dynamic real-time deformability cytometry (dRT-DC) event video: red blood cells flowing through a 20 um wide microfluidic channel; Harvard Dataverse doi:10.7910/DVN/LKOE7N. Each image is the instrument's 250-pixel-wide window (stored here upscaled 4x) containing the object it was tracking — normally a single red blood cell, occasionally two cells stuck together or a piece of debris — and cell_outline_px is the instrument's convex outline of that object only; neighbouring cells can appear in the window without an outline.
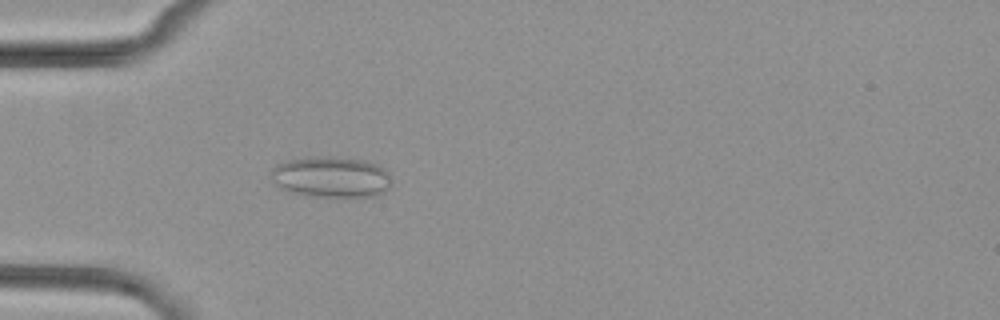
{"species": "common noctule bat (a hibernating species)", "species_latin": "Nyctalus noctula", "temperature_condition": "cold", "stored_images_in_passage": 54, "camera_frame_rate_fps": 3000, "um_per_image_px": 0.085, "animal": {"sex": "female", "body_mass_g": 29.2, "forearm_length_mm": 56.3}, "frame": {"image": 1, "passage_image": 17, "time_ms": 5.333, "image_size_px": [1000, 320], "cell_outline_px": [[392, 184], [384, 192], [376, 196], [308, 196], [292, 192], [280, 188], [272, 180], [272, 168], [276, 164], [288, 160], [304, 156], [332, 156], [364, 160], [376, 164], [384, 168], [388, 172]], "centroid_in_image_um": [28.15, 15.03], "position_along_channel_um": 56.9, "area_um2": 29.02}}
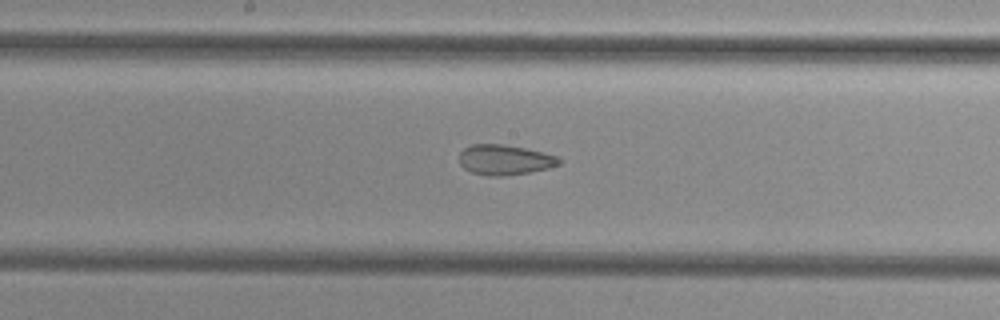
{"frame": {"image": 2, "passage_image": 29, "time_ms": 9.333, "image_size_px": [1000, 320], "cell_outline_px": [[560, 164], [548, 168], [532, 172], [504, 176], [488, 176], [472, 172], [464, 168], [460, 164], [460, 152], [464, 148], [472, 144], [500, 144], [524, 148], [560, 156]], "centroid_in_image_um": [42.91, 13.59], "position_along_channel_um": 205.3, "area_um2": 17.57}}
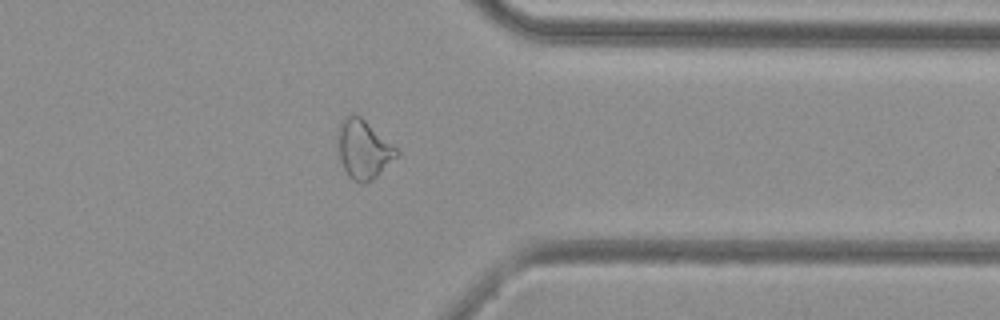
{"frame": {"image": 3, "passage_image": 43, "time_ms": 14.0, "image_size_px": [1000, 320], "cell_outline_px": [[400, 152], [372, 180], [364, 184], [360, 184], [352, 180], [348, 176], [340, 160], [340, 120], [344, 116], [360, 116], [396, 148]], "centroid_in_image_um": [30.9, 12.73], "position_along_channel_um": 380.5, "area_um2": 19.31}}